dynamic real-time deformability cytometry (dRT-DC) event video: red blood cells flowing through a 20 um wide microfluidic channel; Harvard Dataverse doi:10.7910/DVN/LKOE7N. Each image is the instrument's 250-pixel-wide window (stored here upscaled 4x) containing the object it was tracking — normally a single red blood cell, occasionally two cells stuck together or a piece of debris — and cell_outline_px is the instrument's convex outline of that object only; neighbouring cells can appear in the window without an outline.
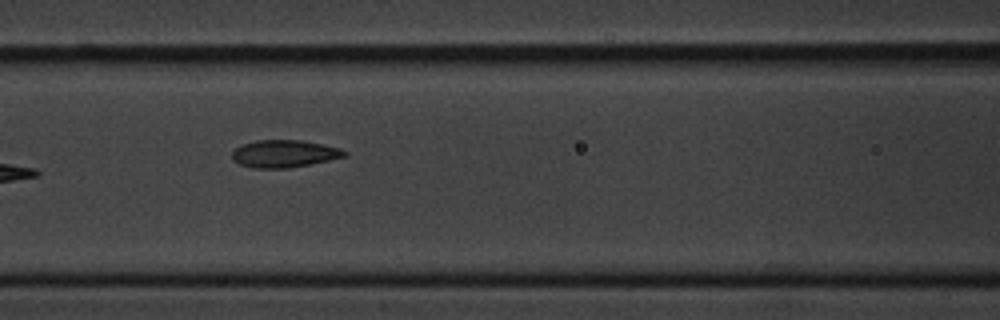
{"species": "common noctule bat (a hibernating species)", "species_latin": "Nyctalus noctula", "temperature_condition": "cold", "stored_images_in_passage": 9, "camera_frame_rate_fps": 3000, "um_per_image_px": 0.085, "animal": {"sex": "male", "body_mass_g": 20.1, "forearm_length_mm": 53.5}, "frame": {"image": 1, "passage_image": 6, "time_ms": 6.667, "image_size_px": [1000, 320], "cell_outline_px": [[348, 156], [288, 168], [252, 168], [240, 164], [232, 160], [232, 152], [240, 144], [256, 140], [300, 140], [340, 148], [348, 152]], "centroid_in_image_um": [24.13, 13.06], "position_along_channel_um": 142.5, "area_um2": 17.92}}
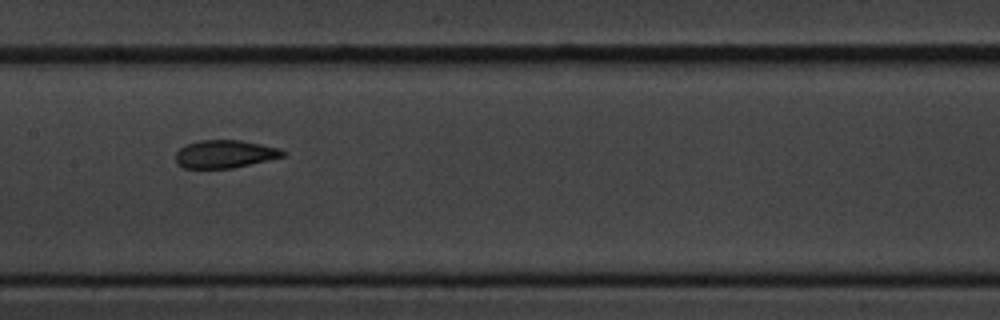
{"frame": {"image": 2, "passage_image": 7, "time_ms": 8.0, "image_size_px": [1000, 320], "cell_outline_px": [[288, 152], [284, 156], [268, 160], [232, 168], [184, 168], [176, 164], [176, 152], [184, 144], [200, 140], [240, 140], [280, 148]], "centroid_in_image_um": [19.1, 13.09], "position_along_channel_um": 188.3, "area_um2": 17.51}}
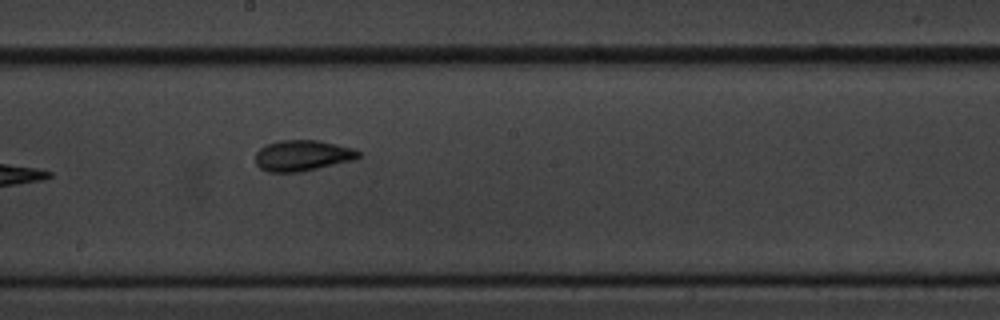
{"frame": {"image": 3, "passage_image": 8, "time_ms": 9.0, "image_size_px": [1000, 320], "cell_outline_px": [[360, 156], [352, 160], [300, 172], [268, 172], [260, 168], [256, 164], [256, 152], [264, 144], [280, 140], [320, 140], [352, 148], [360, 152]], "centroid_in_image_um": [25.66, 13.21], "position_along_channel_um": 222.5, "area_um2": 18.5}}